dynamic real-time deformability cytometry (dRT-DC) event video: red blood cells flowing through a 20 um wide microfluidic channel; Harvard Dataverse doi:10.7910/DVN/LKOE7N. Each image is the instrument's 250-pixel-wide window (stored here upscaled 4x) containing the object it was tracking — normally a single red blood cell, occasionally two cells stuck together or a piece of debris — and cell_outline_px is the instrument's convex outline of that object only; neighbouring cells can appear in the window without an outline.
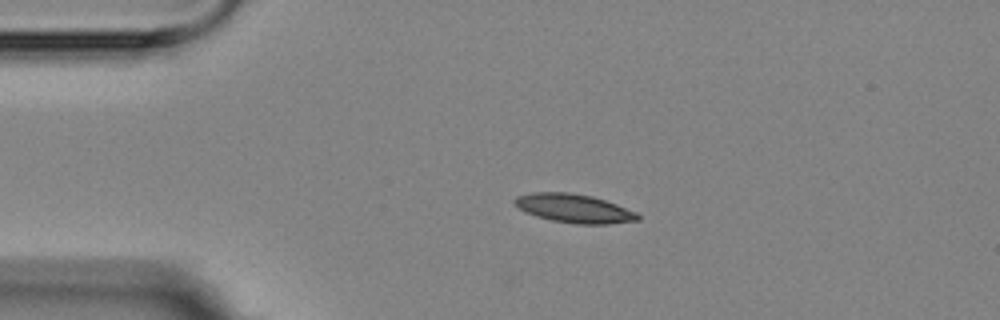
{"species": "Egyptian fruit bat (a non-hibernating species)", "species_latin": "Rousettus aegyptiacus", "temperature_condition": "room temperature", "stored_images_in_passage": 2, "camera_frame_rate_fps": 3000, "um_per_image_px": 0.085, "animal": {"sex": "female"}, "frame": {"image": 1, "passage_image": 1, "time_ms": 0.0, "image_size_px": [1000, 320], "cell_outline_px": [[640, 220], [608, 224], [576, 224], [552, 220], [536, 216], [524, 212], [512, 200], [516, 196], [532, 192], [572, 192], [592, 196], [616, 204], [636, 212], [640, 216]], "centroid_in_image_um": [48.79, 17.71], "position_along_channel_um": 36.2, "area_um2": 20.63}}
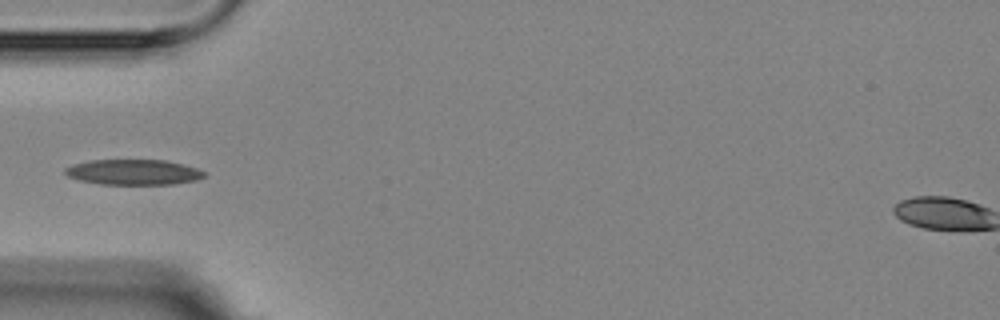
{"frame": {"image": 2, "passage_image": 2, "time_ms": 2.0, "image_size_px": [1000, 320], "cell_outline_px": [[204, 176], [196, 180], [172, 184], [100, 184], [80, 180], [68, 176], [64, 172], [64, 168], [72, 164], [92, 160], [164, 160], [184, 164], [196, 168], [204, 172]], "centroid_in_image_um": [11.31, 14.63], "position_along_channel_um": 73.7, "area_um2": 20.46}}